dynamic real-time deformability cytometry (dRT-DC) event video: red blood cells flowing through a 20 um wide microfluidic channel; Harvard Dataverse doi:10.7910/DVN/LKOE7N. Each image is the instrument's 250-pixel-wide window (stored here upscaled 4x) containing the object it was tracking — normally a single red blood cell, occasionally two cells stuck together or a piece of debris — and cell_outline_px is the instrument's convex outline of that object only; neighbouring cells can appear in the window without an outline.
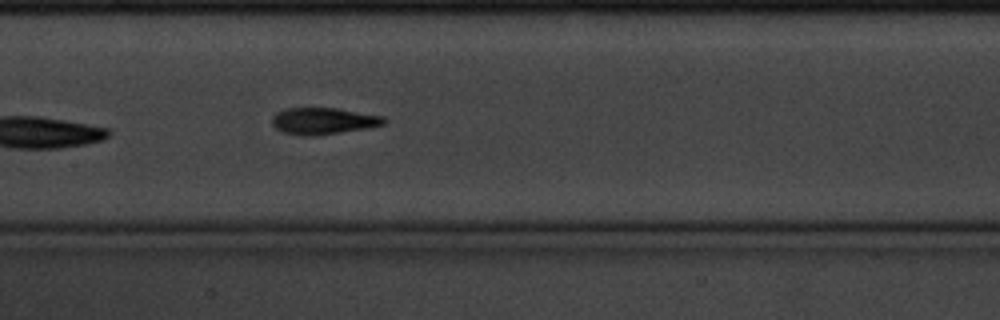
{"species": "common noctule bat (a hibernating species)", "species_latin": "Nyctalus noctula", "temperature_condition": "cold", "stored_images_in_passage": 9, "camera_frame_rate_fps": 3000, "um_per_image_px": 0.085, "animal": {"sex": "male", "body_mass_g": 20.1, "forearm_length_mm": 53.5}, "frame": {"image": 1, "passage_image": 9, "time_ms": 2.667, "image_size_px": [1000, 320], "cell_outline_px": [[388, 120], [384, 124], [368, 128], [340, 132], [304, 136], [300, 136], [284, 132], [276, 128], [272, 124], [272, 116], [276, 112], [284, 108], [336, 108], [384, 116]], "centroid_in_image_um": [27.48, 10.27], "position_along_channel_um": 179.9, "area_um2": 17.34}}